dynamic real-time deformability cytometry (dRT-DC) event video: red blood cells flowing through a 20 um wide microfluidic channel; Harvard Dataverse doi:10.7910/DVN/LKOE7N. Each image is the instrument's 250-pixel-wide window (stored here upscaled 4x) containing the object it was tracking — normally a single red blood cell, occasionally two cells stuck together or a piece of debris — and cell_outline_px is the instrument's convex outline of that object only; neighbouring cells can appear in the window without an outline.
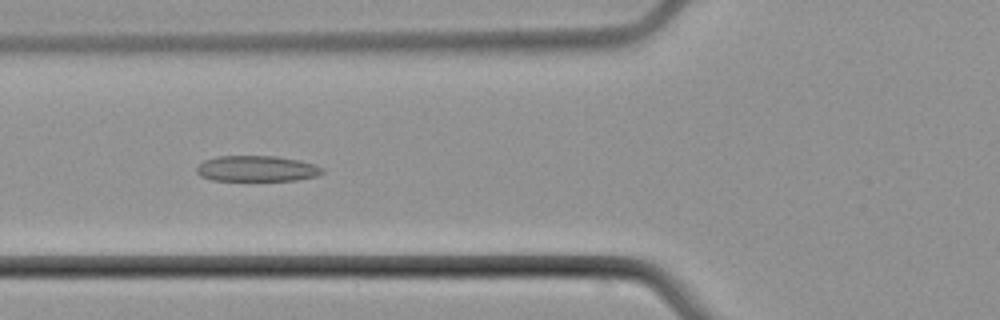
{"species": "common noctule bat (a hibernating species)", "species_latin": "Nyctalus noctula", "temperature_condition": "cold", "stored_images_in_passage": 7, "camera_frame_rate_fps": 3000, "um_per_image_px": 0.085, "animal": {"sex": "male", "body_mass_g": 21.5, "forearm_length_mm": 52.0}, "frame": {"image": 1, "passage_image": 6, "time_ms": 6.0, "image_size_px": [1000, 320], "cell_outline_px": [[324, 172], [316, 176], [296, 180], [212, 180], [200, 176], [196, 172], [196, 168], [204, 160], [216, 156], [276, 156], [300, 160], [316, 164], [324, 168]], "centroid_in_image_um": [21.84, 14.32], "position_along_channel_um": 104.0, "area_um2": 18.96}}
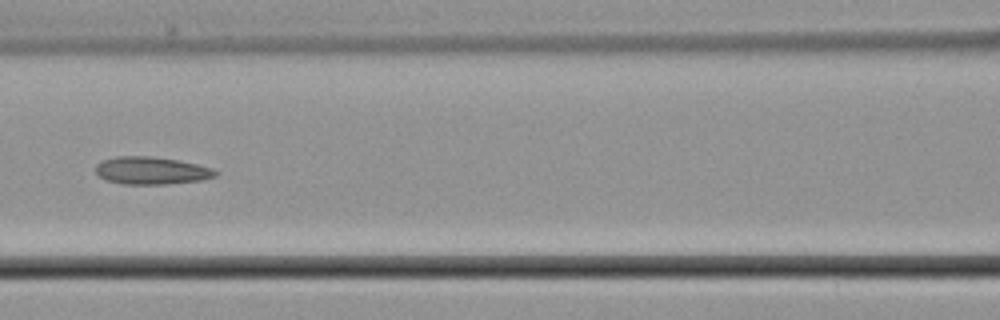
{"frame": {"image": 2, "passage_image": 7, "time_ms": 7.333, "image_size_px": [1000, 320], "cell_outline_px": [[216, 176], [200, 180], [168, 184], [120, 184], [104, 180], [96, 172], [96, 164], [104, 160], [116, 156], [148, 156], [176, 160], [196, 164], [212, 168], [216, 172]], "centroid_in_image_um": [12.82, 14.51], "position_along_channel_um": 153.8, "area_um2": 19.07}}